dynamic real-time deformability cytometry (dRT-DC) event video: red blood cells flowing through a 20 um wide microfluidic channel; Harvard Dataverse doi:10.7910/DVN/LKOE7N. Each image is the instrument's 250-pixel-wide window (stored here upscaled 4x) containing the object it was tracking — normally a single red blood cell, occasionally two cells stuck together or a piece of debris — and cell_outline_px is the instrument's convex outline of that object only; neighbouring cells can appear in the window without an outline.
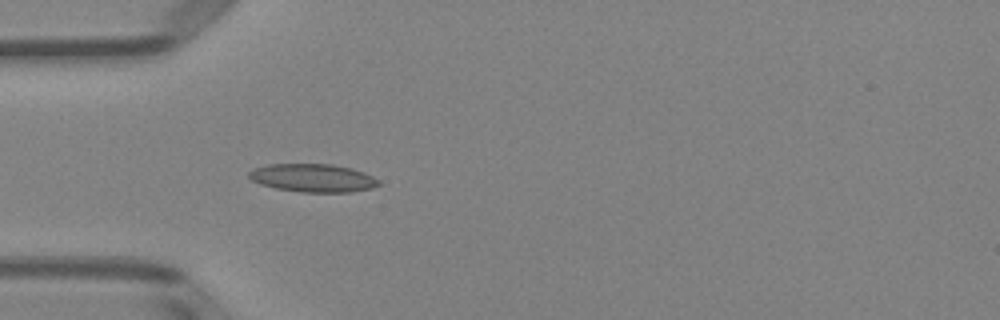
{"species": "Egyptian fruit bat (a non-hibernating species)", "species_latin": "Rousettus aegyptiacus", "temperature_condition": "room temperature", "stored_images_in_passage": 5, "camera_frame_rate_fps": 3000, "um_per_image_px": 0.085, "animal": {"sex": "female"}, "frame": {"image": 1, "passage_image": 5, "time_ms": 4.667, "image_size_px": [1000, 320], "cell_outline_px": [[380, 184], [372, 188], [352, 192], [300, 192], [276, 188], [260, 184], [252, 180], [248, 176], [248, 172], [252, 168], [268, 164], [332, 164], [352, 168], [364, 172], [380, 180]], "centroid_in_image_um": [26.6, 15.12], "position_along_channel_um": 58.4, "area_um2": 21.44}}